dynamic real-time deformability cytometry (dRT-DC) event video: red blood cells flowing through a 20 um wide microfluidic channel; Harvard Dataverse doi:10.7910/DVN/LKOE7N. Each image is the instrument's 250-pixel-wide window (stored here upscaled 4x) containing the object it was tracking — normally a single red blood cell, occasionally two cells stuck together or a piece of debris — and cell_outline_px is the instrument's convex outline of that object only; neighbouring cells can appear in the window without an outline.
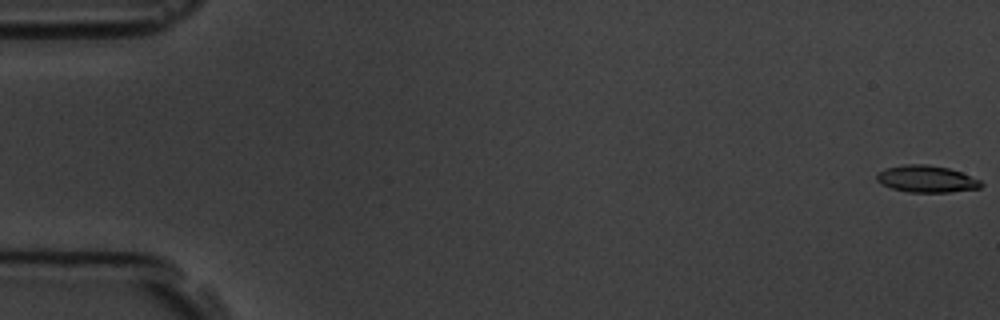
{"species": "common noctule bat (a hibernating species)", "species_latin": "Nyctalus noctula", "temperature_condition": "room temperature", "stored_images_in_passage": 6, "camera_frame_rate_fps": 3000, "um_per_image_px": 0.085, "animal": {"sex": "male", "body_mass_g": 19.5, "forearm_length_mm": 54.6}, "frame": {"image": 1, "passage_image": 1, "time_ms": 0.0, "image_size_px": [1000, 320], "cell_outline_px": [[984, 184], [980, 188], [952, 192], [908, 192], [892, 188], [876, 180], [876, 176], [884, 168], [904, 164], [928, 164], [948, 168], [960, 172], [980, 180]], "centroid_in_image_um": [78.77, 15.21], "position_along_channel_um": 6.2, "area_um2": 16.3}}
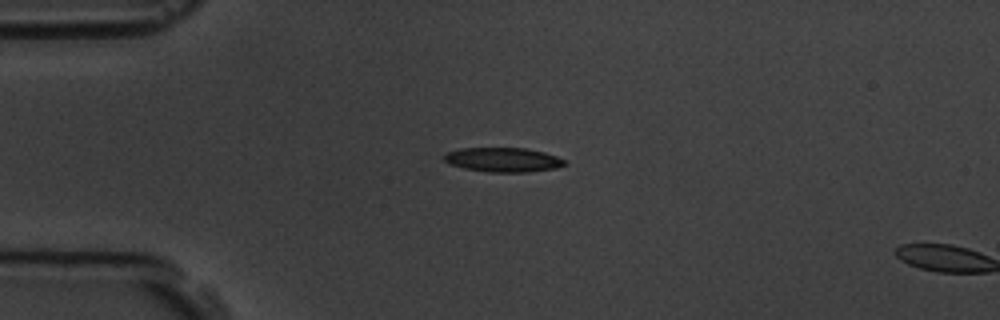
{"frame": {"image": 2, "passage_image": 5, "time_ms": 4.667, "image_size_px": [1000, 320], "cell_outline_px": [[568, 164], [556, 168], [528, 172], [488, 172], [464, 168], [448, 164], [444, 160], [444, 152], [460, 148], [524, 148], [544, 152], [556, 156], [564, 160]], "centroid_in_image_um": [42.73, 13.58], "position_along_channel_um": 42.3, "area_um2": 17.22}}